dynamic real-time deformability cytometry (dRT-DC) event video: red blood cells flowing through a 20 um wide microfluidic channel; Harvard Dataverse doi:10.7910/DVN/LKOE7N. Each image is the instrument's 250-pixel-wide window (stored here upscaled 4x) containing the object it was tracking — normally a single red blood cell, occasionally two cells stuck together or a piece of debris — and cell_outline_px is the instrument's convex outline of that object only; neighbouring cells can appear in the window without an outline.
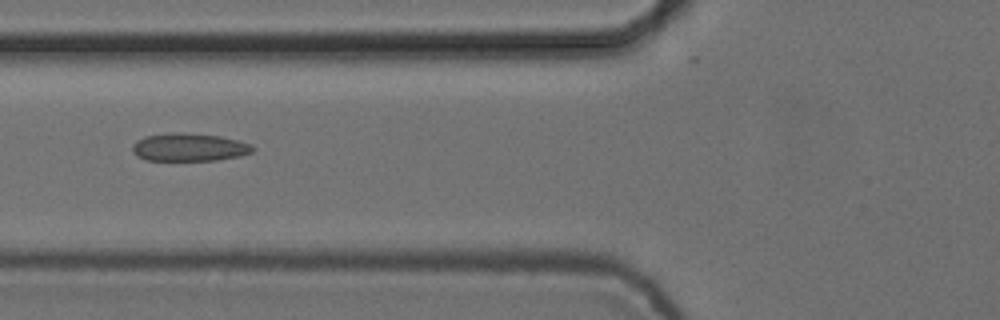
{"species": "common noctule bat (a hibernating species)", "species_latin": "Nyctalus noctula", "temperature_condition": "cold", "stored_images_in_passage": 8, "camera_frame_rate_fps": 3000, "um_per_image_px": 0.085, "animal": {"sex": "female", "body_mass_g": 24.6, "forearm_length_mm": 56.2}, "frame": {"image": 1, "passage_image": 6, "time_ms": 1.667, "image_size_px": [1000, 320], "cell_outline_px": [[256, 148], [252, 152], [240, 156], [216, 160], [144, 160], [136, 156], [132, 152], [132, 144], [136, 140], [144, 136], [172, 132], [180, 132], [220, 136], [252, 144]], "centroid_in_image_um": [16.05, 12.51], "position_along_channel_um": 109.8, "area_um2": 19.77}}
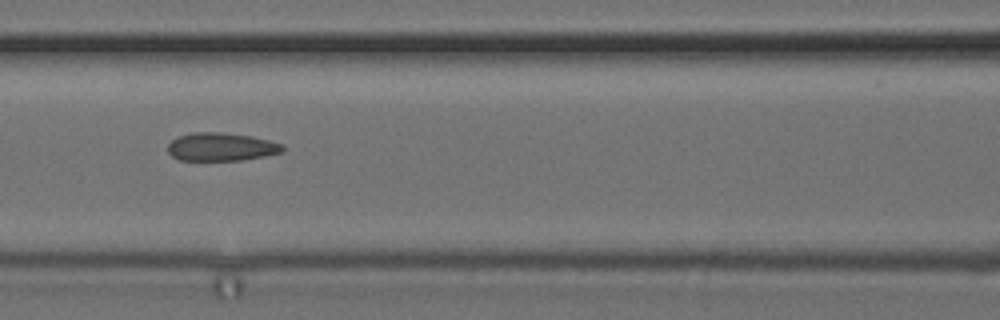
{"frame": {"image": 2, "passage_image": 7, "time_ms": 2.0, "image_size_px": [1000, 320], "cell_outline_px": [[284, 152], [264, 156], [240, 160], [180, 160], [172, 156], [168, 152], [168, 144], [172, 140], [180, 136], [192, 132], [220, 132], [252, 136], [284, 144]], "centroid_in_image_um": [18.82, 12.48], "position_along_channel_um": 147.8, "area_um2": 18.84}}
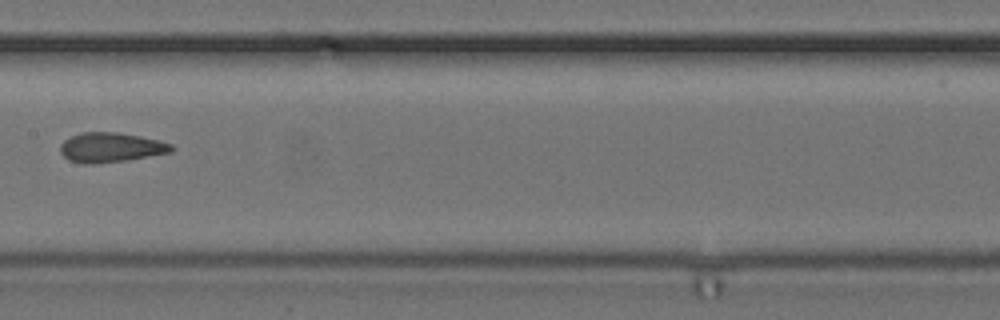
{"frame": {"image": 3, "passage_image": 8, "time_ms": 2.333, "image_size_px": [1000, 320], "cell_outline_px": [[176, 148], [172, 152], [128, 160], [92, 164], [84, 164], [68, 160], [60, 152], [60, 144], [64, 140], [72, 136], [84, 132], [120, 132], [160, 140], [172, 144]], "centroid_in_image_um": [9.45, 12.53], "position_along_channel_um": 198.0, "area_um2": 19.42}}